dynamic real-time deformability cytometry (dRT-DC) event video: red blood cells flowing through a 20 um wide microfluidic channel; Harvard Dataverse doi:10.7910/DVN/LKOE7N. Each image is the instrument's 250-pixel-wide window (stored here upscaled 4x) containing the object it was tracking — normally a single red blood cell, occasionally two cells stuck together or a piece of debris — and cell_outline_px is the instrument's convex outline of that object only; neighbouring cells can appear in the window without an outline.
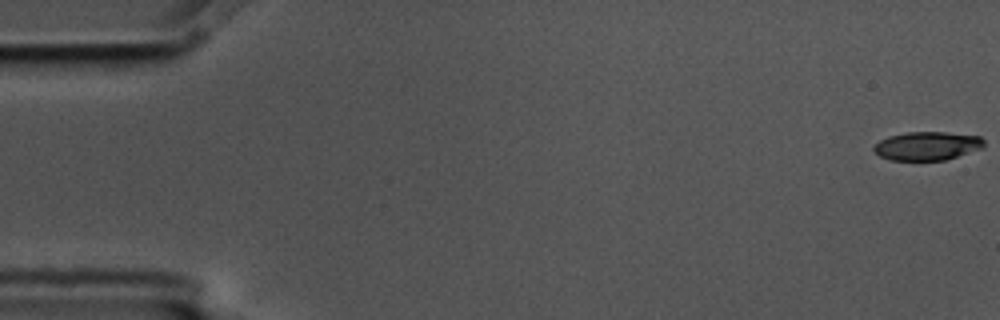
{"species": "common noctule bat (a hibernating species)", "species_latin": "Nyctalus noctula", "temperature_condition": "cold", "stored_images_in_passage": 5, "camera_frame_rate_fps": 3000, "um_per_image_px": 0.085, "animal": {"sex": "male", "body_mass_g": 17.5, "forearm_length_mm": 52.3}, "frame": {"image": 1, "passage_image": 1, "time_ms": 0.0, "image_size_px": [1000, 320], "cell_outline_px": [[984, 148], [944, 160], [888, 160], [880, 156], [872, 148], [880, 140], [888, 136], [908, 132], [944, 132], [980, 136], [984, 140]], "centroid_in_image_um": [78.82, 12.4], "position_along_channel_um": 6.2, "area_um2": 18.32}}